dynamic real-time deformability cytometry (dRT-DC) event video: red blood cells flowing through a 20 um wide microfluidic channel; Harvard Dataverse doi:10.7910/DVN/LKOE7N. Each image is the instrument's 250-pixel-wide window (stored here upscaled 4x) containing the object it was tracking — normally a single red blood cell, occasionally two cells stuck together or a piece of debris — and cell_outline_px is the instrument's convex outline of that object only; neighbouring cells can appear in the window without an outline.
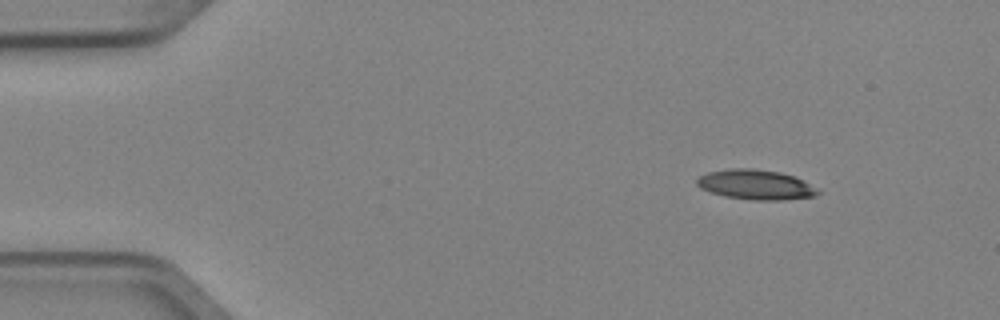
{"species": "Egyptian fruit bat (a non-hibernating species)", "species_latin": "Rousettus aegyptiacus", "temperature_condition": "cold", "stored_images_in_passage": 3, "camera_frame_rate_fps": 3000, "um_per_image_px": 0.085, "animal": {"sex": "female"}, "frame": {"image": 1, "passage_image": 1, "time_ms": 0.0, "image_size_px": [1000, 320], "cell_outline_px": [[820, 192], [816, 196], [784, 200], [752, 200], [724, 196], [700, 188], [696, 184], [696, 180], [700, 176], [708, 172], [728, 168], [752, 168], [780, 172], [796, 176]], "centroid_in_image_um": [64.21, 15.69], "position_along_channel_um": 20.8, "area_um2": 21.04}}